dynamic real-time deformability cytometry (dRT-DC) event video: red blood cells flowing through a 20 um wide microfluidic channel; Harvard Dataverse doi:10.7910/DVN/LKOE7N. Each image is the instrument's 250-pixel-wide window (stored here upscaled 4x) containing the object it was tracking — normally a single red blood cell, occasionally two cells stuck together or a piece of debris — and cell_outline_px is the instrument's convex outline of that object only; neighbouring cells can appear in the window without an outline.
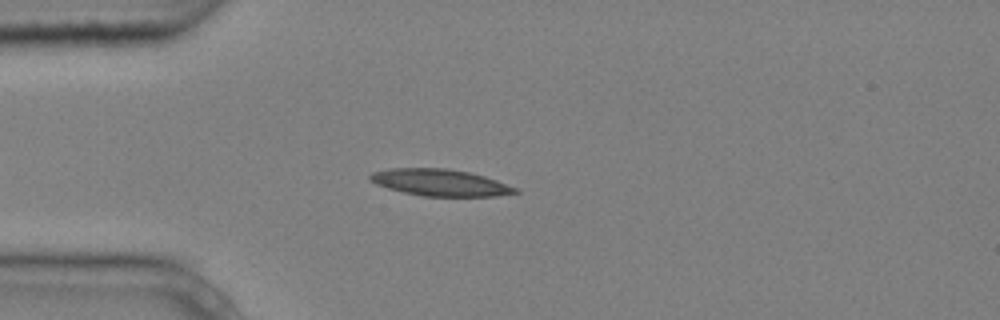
{"species": "common noctule bat (a hibernating species)", "species_latin": "Nyctalus noctula", "temperature_condition": "cold", "stored_images_in_passage": 5, "camera_frame_rate_fps": 3000, "um_per_image_px": 0.085, "animal": {"sex": "male", "body_mass_g": 20.4}, "frame": {"image": 1, "passage_image": 4, "time_ms": 1.0, "image_size_px": [1000, 320], "cell_outline_px": [[520, 192], [496, 196], [420, 196], [388, 188], [376, 184], [368, 180], [368, 176], [372, 172], [388, 168], [448, 168], [468, 172], [484, 176], [520, 188]], "centroid_in_image_um": [37.41, 15.51], "position_along_channel_um": 47.6, "area_um2": 22.77}}